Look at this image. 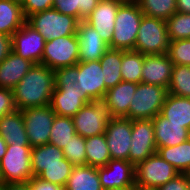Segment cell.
<instances>
[{
  "label": "cell",
  "mask_w": 190,
  "mask_h": 190,
  "mask_svg": "<svg viewBox=\"0 0 190 190\" xmlns=\"http://www.w3.org/2000/svg\"><path fill=\"white\" fill-rule=\"evenodd\" d=\"M156 152L180 173L190 171V138L176 146L157 147Z\"/></svg>",
  "instance_id": "f1b7e54d"
},
{
  "label": "cell",
  "mask_w": 190,
  "mask_h": 190,
  "mask_svg": "<svg viewBox=\"0 0 190 190\" xmlns=\"http://www.w3.org/2000/svg\"><path fill=\"white\" fill-rule=\"evenodd\" d=\"M160 114L170 123L182 124L190 130V98L168 94Z\"/></svg>",
  "instance_id": "484cf974"
},
{
  "label": "cell",
  "mask_w": 190,
  "mask_h": 190,
  "mask_svg": "<svg viewBox=\"0 0 190 190\" xmlns=\"http://www.w3.org/2000/svg\"><path fill=\"white\" fill-rule=\"evenodd\" d=\"M11 37L14 53L34 64L41 63L46 40L38 31L25 22Z\"/></svg>",
  "instance_id": "4fadbf2b"
},
{
  "label": "cell",
  "mask_w": 190,
  "mask_h": 190,
  "mask_svg": "<svg viewBox=\"0 0 190 190\" xmlns=\"http://www.w3.org/2000/svg\"><path fill=\"white\" fill-rule=\"evenodd\" d=\"M173 66L167 54L144 55L141 82L168 88Z\"/></svg>",
  "instance_id": "ac0fdd59"
},
{
  "label": "cell",
  "mask_w": 190,
  "mask_h": 190,
  "mask_svg": "<svg viewBox=\"0 0 190 190\" xmlns=\"http://www.w3.org/2000/svg\"><path fill=\"white\" fill-rule=\"evenodd\" d=\"M64 190H103L97 167L74 166Z\"/></svg>",
  "instance_id": "d4e9b609"
},
{
  "label": "cell",
  "mask_w": 190,
  "mask_h": 190,
  "mask_svg": "<svg viewBox=\"0 0 190 190\" xmlns=\"http://www.w3.org/2000/svg\"><path fill=\"white\" fill-rule=\"evenodd\" d=\"M104 190H134V187H123V188H107Z\"/></svg>",
  "instance_id": "f907efd6"
},
{
  "label": "cell",
  "mask_w": 190,
  "mask_h": 190,
  "mask_svg": "<svg viewBox=\"0 0 190 190\" xmlns=\"http://www.w3.org/2000/svg\"><path fill=\"white\" fill-rule=\"evenodd\" d=\"M4 185V182L2 180L1 172H0V186Z\"/></svg>",
  "instance_id": "f5cc1de1"
},
{
  "label": "cell",
  "mask_w": 190,
  "mask_h": 190,
  "mask_svg": "<svg viewBox=\"0 0 190 190\" xmlns=\"http://www.w3.org/2000/svg\"><path fill=\"white\" fill-rule=\"evenodd\" d=\"M143 12L135 1L123 2L118 10L114 23V33L111 49L135 50V42Z\"/></svg>",
  "instance_id": "7a4b0ae2"
},
{
  "label": "cell",
  "mask_w": 190,
  "mask_h": 190,
  "mask_svg": "<svg viewBox=\"0 0 190 190\" xmlns=\"http://www.w3.org/2000/svg\"><path fill=\"white\" fill-rule=\"evenodd\" d=\"M157 190H190V179L187 173H180Z\"/></svg>",
  "instance_id": "7bdbcfd3"
},
{
  "label": "cell",
  "mask_w": 190,
  "mask_h": 190,
  "mask_svg": "<svg viewBox=\"0 0 190 190\" xmlns=\"http://www.w3.org/2000/svg\"><path fill=\"white\" fill-rule=\"evenodd\" d=\"M55 73V88H61L65 84L77 82L78 65L61 67L54 70Z\"/></svg>",
  "instance_id": "ab89813d"
},
{
  "label": "cell",
  "mask_w": 190,
  "mask_h": 190,
  "mask_svg": "<svg viewBox=\"0 0 190 190\" xmlns=\"http://www.w3.org/2000/svg\"><path fill=\"white\" fill-rule=\"evenodd\" d=\"M21 111L30 146L49 143L52 124L56 116L51 105L30 107Z\"/></svg>",
  "instance_id": "9c48e42d"
},
{
  "label": "cell",
  "mask_w": 190,
  "mask_h": 190,
  "mask_svg": "<svg viewBox=\"0 0 190 190\" xmlns=\"http://www.w3.org/2000/svg\"><path fill=\"white\" fill-rule=\"evenodd\" d=\"M12 52V37L0 33V63Z\"/></svg>",
  "instance_id": "f6af8a7d"
},
{
  "label": "cell",
  "mask_w": 190,
  "mask_h": 190,
  "mask_svg": "<svg viewBox=\"0 0 190 190\" xmlns=\"http://www.w3.org/2000/svg\"><path fill=\"white\" fill-rule=\"evenodd\" d=\"M168 93L179 97L190 98V66H173Z\"/></svg>",
  "instance_id": "e575fe53"
},
{
  "label": "cell",
  "mask_w": 190,
  "mask_h": 190,
  "mask_svg": "<svg viewBox=\"0 0 190 190\" xmlns=\"http://www.w3.org/2000/svg\"><path fill=\"white\" fill-rule=\"evenodd\" d=\"M7 143L6 141L0 136V160L3 158V156L6 153L7 150Z\"/></svg>",
  "instance_id": "c3c4849f"
},
{
  "label": "cell",
  "mask_w": 190,
  "mask_h": 190,
  "mask_svg": "<svg viewBox=\"0 0 190 190\" xmlns=\"http://www.w3.org/2000/svg\"><path fill=\"white\" fill-rule=\"evenodd\" d=\"M105 87L107 89L116 86L123 81L121 76L122 50L109 48L99 60Z\"/></svg>",
  "instance_id": "83f0119b"
},
{
  "label": "cell",
  "mask_w": 190,
  "mask_h": 190,
  "mask_svg": "<svg viewBox=\"0 0 190 190\" xmlns=\"http://www.w3.org/2000/svg\"><path fill=\"white\" fill-rule=\"evenodd\" d=\"M13 1L17 2V3H20L22 5L25 0H13Z\"/></svg>",
  "instance_id": "816d5d0a"
},
{
  "label": "cell",
  "mask_w": 190,
  "mask_h": 190,
  "mask_svg": "<svg viewBox=\"0 0 190 190\" xmlns=\"http://www.w3.org/2000/svg\"><path fill=\"white\" fill-rule=\"evenodd\" d=\"M0 136L8 145H30L21 110L16 109L0 119Z\"/></svg>",
  "instance_id": "603a6c76"
},
{
  "label": "cell",
  "mask_w": 190,
  "mask_h": 190,
  "mask_svg": "<svg viewBox=\"0 0 190 190\" xmlns=\"http://www.w3.org/2000/svg\"><path fill=\"white\" fill-rule=\"evenodd\" d=\"M136 89V83L126 81L107 89L102 102L111 117L128 118V109Z\"/></svg>",
  "instance_id": "ffe728a7"
},
{
  "label": "cell",
  "mask_w": 190,
  "mask_h": 190,
  "mask_svg": "<svg viewBox=\"0 0 190 190\" xmlns=\"http://www.w3.org/2000/svg\"><path fill=\"white\" fill-rule=\"evenodd\" d=\"M2 190H30L29 181L25 183H4Z\"/></svg>",
  "instance_id": "bcb514c9"
},
{
  "label": "cell",
  "mask_w": 190,
  "mask_h": 190,
  "mask_svg": "<svg viewBox=\"0 0 190 190\" xmlns=\"http://www.w3.org/2000/svg\"><path fill=\"white\" fill-rule=\"evenodd\" d=\"M180 172L164 160L157 152L135 166L136 185L159 188Z\"/></svg>",
  "instance_id": "ba28073f"
},
{
  "label": "cell",
  "mask_w": 190,
  "mask_h": 190,
  "mask_svg": "<svg viewBox=\"0 0 190 190\" xmlns=\"http://www.w3.org/2000/svg\"><path fill=\"white\" fill-rule=\"evenodd\" d=\"M167 55L174 65L190 66V38L170 41Z\"/></svg>",
  "instance_id": "f35d334b"
},
{
  "label": "cell",
  "mask_w": 190,
  "mask_h": 190,
  "mask_svg": "<svg viewBox=\"0 0 190 190\" xmlns=\"http://www.w3.org/2000/svg\"><path fill=\"white\" fill-rule=\"evenodd\" d=\"M16 109L13 91L8 88H0V119Z\"/></svg>",
  "instance_id": "b9f144b4"
},
{
  "label": "cell",
  "mask_w": 190,
  "mask_h": 190,
  "mask_svg": "<svg viewBox=\"0 0 190 190\" xmlns=\"http://www.w3.org/2000/svg\"><path fill=\"white\" fill-rule=\"evenodd\" d=\"M55 89L54 70L43 64H34L12 89L15 106L19 110L50 105Z\"/></svg>",
  "instance_id": "6da1fadb"
},
{
  "label": "cell",
  "mask_w": 190,
  "mask_h": 190,
  "mask_svg": "<svg viewBox=\"0 0 190 190\" xmlns=\"http://www.w3.org/2000/svg\"><path fill=\"white\" fill-rule=\"evenodd\" d=\"M166 23L170 41L190 38V14L176 12Z\"/></svg>",
  "instance_id": "d590c367"
},
{
  "label": "cell",
  "mask_w": 190,
  "mask_h": 190,
  "mask_svg": "<svg viewBox=\"0 0 190 190\" xmlns=\"http://www.w3.org/2000/svg\"><path fill=\"white\" fill-rule=\"evenodd\" d=\"M86 165L103 167L111 160L104 134L85 138Z\"/></svg>",
  "instance_id": "f546056e"
},
{
  "label": "cell",
  "mask_w": 190,
  "mask_h": 190,
  "mask_svg": "<svg viewBox=\"0 0 190 190\" xmlns=\"http://www.w3.org/2000/svg\"><path fill=\"white\" fill-rule=\"evenodd\" d=\"M132 134V120L111 117L105 130L111 159L128 160Z\"/></svg>",
  "instance_id": "7c38bea8"
},
{
  "label": "cell",
  "mask_w": 190,
  "mask_h": 190,
  "mask_svg": "<svg viewBox=\"0 0 190 190\" xmlns=\"http://www.w3.org/2000/svg\"><path fill=\"white\" fill-rule=\"evenodd\" d=\"M176 10L182 14H190V0H176Z\"/></svg>",
  "instance_id": "7dc6e473"
},
{
  "label": "cell",
  "mask_w": 190,
  "mask_h": 190,
  "mask_svg": "<svg viewBox=\"0 0 190 190\" xmlns=\"http://www.w3.org/2000/svg\"><path fill=\"white\" fill-rule=\"evenodd\" d=\"M152 119L132 120V134L128 161L134 166L156 153Z\"/></svg>",
  "instance_id": "8fae6325"
},
{
  "label": "cell",
  "mask_w": 190,
  "mask_h": 190,
  "mask_svg": "<svg viewBox=\"0 0 190 190\" xmlns=\"http://www.w3.org/2000/svg\"><path fill=\"white\" fill-rule=\"evenodd\" d=\"M122 3L121 0H101L84 20L100 34L108 45L112 41L117 10Z\"/></svg>",
  "instance_id": "e0dca14e"
},
{
  "label": "cell",
  "mask_w": 190,
  "mask_h": 190,
  "mask_svg": "<svg viewBox=\"0 0 190 190\" xmlns=\"http://www.w3.org/2000/svg\"><path fill=\"white\" fill-rule=\"evenodd\" d=\"M134 190H157L155 188H150V187H142V186H139V185H135L134 186Z\"/></svg>",
  "instance_id": "681fc988"
},
{
  "label": "cell",
  "mask_w": 190,
  "mask_h": 190,
  "mask_svg": "<svg viewBox=\"0 0 190 190\" xmlns=\"http://www.w3.org/2000/svg\"><path fill=\"white\" fill-rule=\"evenodd\" d=\"M74 134H76V129L73 118L56 115L52 124L49 143L62 150Z\"/></svg>",
  "instance_id": "d6a6232c"
},
{
  "label": "cell",
  "mask_w": 190,
  "mask_h": 190,
  "mask_svg": "<svg viewBox=\"0 0 190 190\" xmlns=\"http://www.w3.org/2000/svg\"><path fill=\"white\" fill-rule=\"evenodd\" d=\"M54 0H25L22 4V9L25 18L30 15L44 10L53 8Z\"/></svg>",
  "instance_id": "60d3db41"
},
{
  "label": "cell",
  "mask_w": 190,
  "mask_h": 190,
  "mask_svg": "<svg viewBox=\"0 0 190 190\" xmlns=\"http://www.w3.org/2000/svg\"><path fill=\"white\" fill-rule=\"evenodd\" d=\"M77 84L92 101H103L107 88L99 60L78 62Z\"/></svg>",
  "instance_id": "2e32d148"
},
{
  "label": "cell",
  "mask_w": 190,
  "mask_h": 190,
  "mask_svg": "<svg viewBox=\"0 0 190 190\" xmlns=\"http://www.w3.org/2000/svg\"><path fill=\"white\" fill-rule=\"evenodd\" d=\"M26 22L38 31L46 41L68 35H76L79 21L55 8L30 15Z\"/></svg>",
  "instance_id": "3957f363"
},
{
  "label": "cell",
  "mask_w": 190,
  "mask_h": 190,
  "mask_svg": "<svg viewBox=\"0 0 190 190\" xmlns=\"http://www.w3.org/2000/svg\"><path fill=\"white\" fill-rule=\"evenodd\" d=\"M53 165H64V154L60 148L50 143L32 147L31 167L34 177H38L44 167Z\"/></svg>",
  "instance_id": "cb8c5ba5"
},
{
  "label": "cell",
  "mask_w": 190,
  "mask_h": 190,
  "mask_svg": "<svg viewBox=\"0 0 190 190\" xmlns=\"http://www.w3.org/2000/svg\"><path fill=\"white\" fill-rule=\"evenodd\" d=\"M30 145H7L0 160V172L4 183H25L33 176Z\"/></svg>",
  "instance_id": "8992f818"
},
{
  "label": "cell",
  "mask_w": 190,
  "mask_h": 190,
  "mask_svg": "<svg viewBox=\"0 0 190 190\" xmlns=\"http://www.w3.org/2000/svg\"><path fill=\"white\" fill-rule=\"evenodd\" d=\"M121 1H123V2H132L134 0H121Z\"/></svg>",
  "instance_id": "db71d44e"
},
{
  "label": "cell",
  "mask_w": 190,
  "mask_h": 190,
  "mask_svg": "<svg viewBox=\"0 0 190 190\" xmlns=\"http://www.w3.org/2000/svg\"><path fill=\"white\" fill-rule=\"evenodd\" d=\"M168 94V88L142 82L138 83L128 109V119L154 118L161 113Z\"/></svg>",
  "instance_id": "277c9868"
},
{
  "label": "cell",
  "mask_w": 190,
  "mask_h": 190,
  "mask_svg": "<svg viewBox=\"0 0 190 190\" xmlns=\"http://www.w3.org/2000/svg\"><path fill=\"white\" fill-rule=\"evenodd\" d=\"M152 121L157 147L176 146L190 138L189 129L182 124L170 123L161 114H157Z\"/></svg>",
  "instance_id": "44dd1931"
},
{
  "label": "cell",
  "mask_w": 190,
  "mask_h": 190,
  "mask_svg": "<svg viewBox=\"0 0 190 190\" xmlns=\"http://www.w3.org/2000/svg\"><path fill=\"white\" fill-rule=\"evenodd\" d=\"M26 22L22 5L13 0H0V33L12 36Z\"/></svg>",
  "instance_id": "4316f807"
},
{
  "label": "cell",
  "mask_w": 190,
  "mask_h": 190,
  "mask_svg": "<svg viewBox=\"0 0 190 190\" xmlns=\"http://www.w3.org/2000/svg\"><path fill=\"white\" fill-rule=\"evenodd\" d=\"M29 187L30 190H64V187L43 181L38 177H32L29 180Z\"/></svg>",
  "instance_id": "ee69618b"
},
{
  "label": "cell",
  "mask_w": 190,
  "mask_h": 190,
  "mask_svg": "<svg viewBox=\"0 0 190 190\" xmlns=\"http://www.w3.org/2000/svg\"><path fill=\"white\" fill-rule=\"evenodd\" d=\"M145 16L167 21L176 10V0H134Z\"/></svg>",
  "instance_id": "836d02e7"
},
{
  "label": "cell",
  "mask_w": 190,
  "mask_h": 190,
  "mask_svg": "<svg viewBox=\"0 0 190 190\" xmlns=\"http://www.w3.org/2000/svg\"><path fill=\"white\" fill-rule=\"evenodd\" d=\"M78 87L77 82L55 88L51 98V108L56 115L73 117L85 104L92 100Z\"/></svg>",
  "instance_id": "5bb4252c"
},
{
  "label": "cell",
  "mask_w": 190,
  "mask_h": 190,
  "mask_svg": "<svg viewBox=\"0 0 190 190\" xmlns=\"http://www.w3.org/2000/svg\"><path fill=\"white\" fill-rule=\"evenodd\" d=\"M74 166L64 157V165L44 167V171L38 176L43 181L65 187Z\"/></svg>",
  "instance_id": "8d00e7d4"
},
{
  "label": "cell",
  "mask_w": 190,
  "mask_h": 190,
  "mask_svg": "<svg viewBox=\"0 0 190 190\" xmlns=\"http://www.w3.org/2000/svg\"><path fill=\"white\" fill-rule=\"evenodd\" d=\"M101 0H54L53 8L58 12L84 21Z\"/></svg>",
  "instance_id": "4dcf8cb0"
},
{
  "label": "cell",
  "mask_w": 190,
  "mask_h": 190,
  "mask_svg": "<svg viewBox=\"0 0 190 190\" xmlns=\"http://www.w3.org/2000/svg\"><path fill=\"white\" fill-rule=\"evenodd\" d=\"M76 133L88 138L105 133L111 118L102 101L85 104L73 117Z\"/></svg>",
  "instance_id": "30bf717a"
},
{
  "label": "cell",
  "mask_w": 190,
  "mask_h": 190,
  "mask_svg": "<svg viewBox=\"0 0 190 190\" xmlns=\"http://www.w3.org/2000/svg\"><path fill=\"white\" fill-rule=\"evenodd\" d=\"M64 157L73 166L86 165L85 137L74 134L70 142L62 149Z\"/></svg>",
  "instance_id": "74e56055"
},
{
  "label": "cell",
  "mask_w": 190,
  "mask_h": 190,
  "mask_svg": "<svg viewBox=\"0 0 190 190\" xmlns=\"http://www.w3.org/2000/svg\"><path fill=\"white\" fill-rule=\"evenodd\" d=\"M144 54L135 50H122L121 76L123 81L141 83Z\"/></svg>",
  "instance_id": "1f68e13d"
},
{
  "label": "cell",
  "mask_w": 190,
  "mask_h": 190,
  "mask_svg": "<svg viewBox=\"0 0 190 190\" xmlns=\"http://www.w3.org/2000/svg\"><path fill=\"white\" fill-rule=\"evenodd\" d=\"M79 62V41L77 35H68L45 41L41 64L52 70L74 66Z\"/></svg>",
  "instance_id": "52a82bcc"
},
{
  "label": "cell",
  "mask_w": 190,
  "mask_h": 190,
  "mask_svg": "<svg viewBox=\"0 0 190 190\" xmlns=\"http://www.w3.org/2000/svg\"><path fill=\"white\" fill-rule=\"evenodd\" d=\"M97 170L103 190L136 185L135 166L128 160L111 159L107 165L97 167Z\"/></svg>",
  "instance_id": "9a60e30c"
},
{
  "label": "cell",
  "mask_w": 190,
  "mask_h": 190,
  "mask_svg": "<svg viewBox=\"0 0 190 190\" xmlns=\"http://www.w3.org/2000/svg\"><path fill=\"white\" fill-rule=\"evenodd\" d=\"M34 63L13 51L0 63V88L13 89L33 67Z\"/></svg>",
  "instance_id": "7402d4cb"
},
{
  "label": "cell",
  "mask_w": 190,
  "mask_h": 190,
  "mask_svg": "<svg viewBox=\"0 0 190 190\" xmlns=\"http://www.w3.org/2000/svg\"><path fill=\"white\" fill-rule=\"evenodd\" d=\"M169 44L166 21L143 15L135 42V51L144 55L167 54Z\"/></svg>",
  "instance_id": "5b68a950"
},
{
  "label": "cell",
  "mask_w": 190,
  "mask_h": 190,
  "mask_svg": "<svg viewBox=\"0 0 190 190\" xmlns=\"http://www.w3.org/2000/svg\"><path fill=\"white\" fill-rule=\"evenodd\" d=\"M79 41V62L100 60L109 49L100 34L85 21H80L77 28Z\"/></svg>",
  "instance_id": "d6986e66"
}]
</instances>
